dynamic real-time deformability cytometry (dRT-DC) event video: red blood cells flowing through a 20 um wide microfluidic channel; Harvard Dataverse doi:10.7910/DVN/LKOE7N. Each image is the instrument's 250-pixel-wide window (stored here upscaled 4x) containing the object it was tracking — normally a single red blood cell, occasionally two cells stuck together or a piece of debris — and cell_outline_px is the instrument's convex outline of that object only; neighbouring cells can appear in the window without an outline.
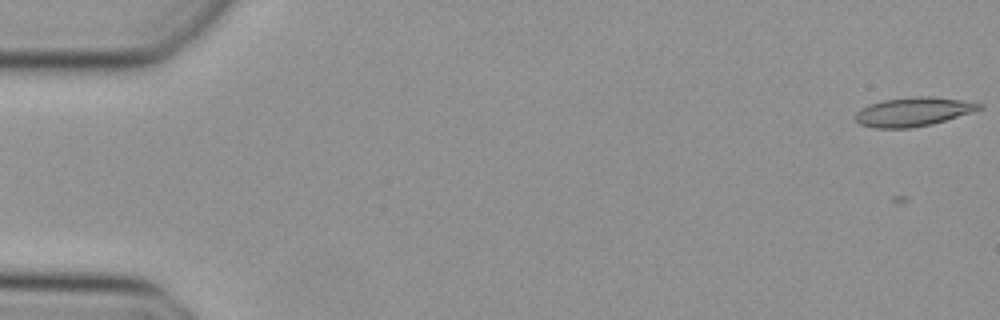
{"species": "Egyptian fruit bat (a non-hibernating species)", "species_latin": "Rousettus aegyptiacus", "temperature_condition": "cold", "stored_images_in_passage": 45, "camera_frame_rate_fps": 3000, "um_per_image_px": 0.085, "animal": {"sex": "female"}, "frame": {"image": 1, "passage_image": 4, "time_ms": 1.0, "image_size_px": [1000, 320], "cell_outline_px": [[984, 108], [972, 112], [932, 124], [908, 128], [872, 128], [860, 124], [856, 120], [856, 112], [860, 108], [868, 104], [884, 100], [920, 96], [932, 96], [964, 100], [984, 104]], "centroid_in_image_um": [77.64, 9.49], "position_along_channel_um": 7.4, "area_um2": 20.92}}
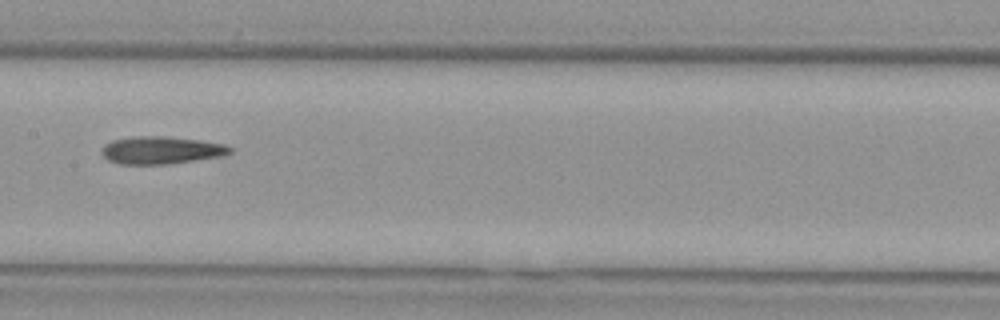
{"frame": {"image": 2, "passage_image": 28, "time_ms": 9.0, "image_size_px": [1000, 320], "cell_outline_px": [[232, 152], [220, 156], [168, 164], [120, 164], [108, 160], [104, 156], [104, 144], [112, 140], [136, 136], [168, 136], [200, 140], [224, 144], [232, 148]], "centroid_in_image_um": [13.71, 12.76], "position_along_channel_um": 193.7, "area_um2": 20.4}}
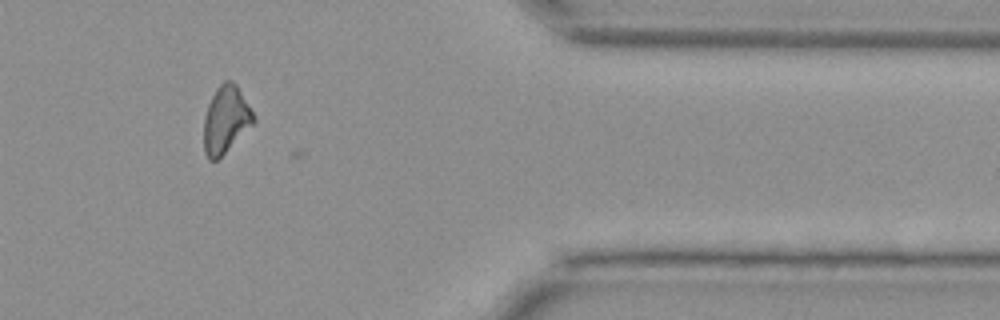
{"frame": {"image": 3, "passage_image": 44, "time_ms": 14.333, "image_size_px": [1000, 320], "cell_outline_px": [[256, 120], [216, 160], [208, 160], [204, 152], [204, 116], [208, 104], [216, 88], [224, 80], [232, 80], [236, 84], [252, 112]], "centroid_in_image_um": [19.15, 10.14], "position_along_channel_um": 392.2, "area_um2": 18.96}}